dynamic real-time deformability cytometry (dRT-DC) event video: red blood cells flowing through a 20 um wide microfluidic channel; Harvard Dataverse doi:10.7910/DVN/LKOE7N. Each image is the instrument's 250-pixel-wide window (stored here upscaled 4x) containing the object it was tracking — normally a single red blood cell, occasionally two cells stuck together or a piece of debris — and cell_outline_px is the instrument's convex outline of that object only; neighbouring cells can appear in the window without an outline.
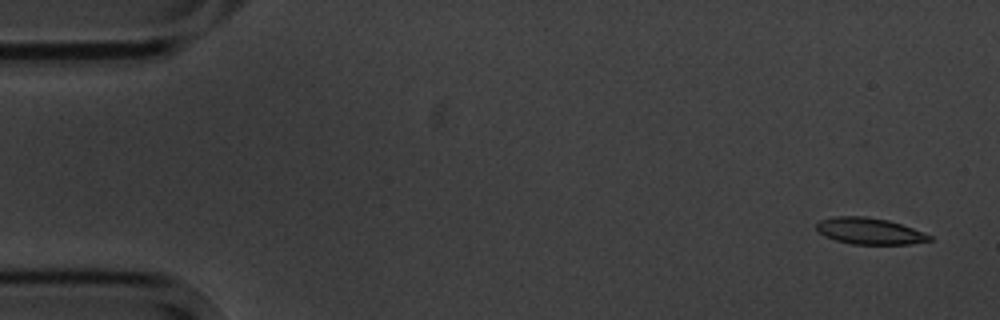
{"species": "common noctule bat (a hibernating species)", "species_latin": "Nyctalus noctula", "temperature_condition": "cold", "stored_images_in_passage": 5, "camera_frame_rate_fps": 3000, "um_per_image_px": 0.085, "animal": {"sex": "male", "body_mass_g": 20.1, "forearm_length_mm": 53.5}, "frame": {"image": 1, "passage_image": 1, "time_ms": 0.0, "image_size_px": [1000, 320], "cell_outline_px": [[932, 240], [908, 244], [852, 244], [836, 240], [824, 236], [816, 228], [816, 224], [820, 220], [836, 216], [864, 216], [888, 220], [912, 228], [932, 236]], "centroid_in_image_um": [73.89, 19.64], "position_along_channel_um": 11.1, "area_um2": 17.22}}
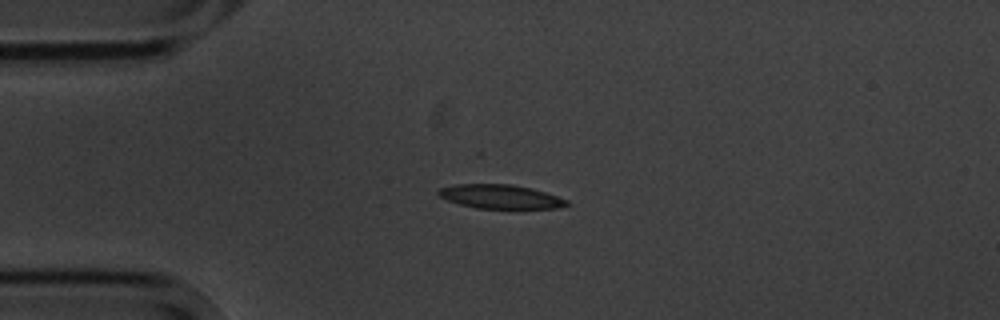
{"frame": {"image": 2, "passage_image": 4, "time_ms": 3.667, "image_size_px": [1000, 320], "cell_outline_px": [[568, 204], [556, 208], [476, 208], [460, 204], [448, 200], [440, 196], [436, 192], [440, 188], [456, 184], [512, 184], [544, 192], [568, 200]], "centroid_in_image_um": [42.49, 16.71], "position_along_channel_um": 42.5, "area_um2": 17.57}}